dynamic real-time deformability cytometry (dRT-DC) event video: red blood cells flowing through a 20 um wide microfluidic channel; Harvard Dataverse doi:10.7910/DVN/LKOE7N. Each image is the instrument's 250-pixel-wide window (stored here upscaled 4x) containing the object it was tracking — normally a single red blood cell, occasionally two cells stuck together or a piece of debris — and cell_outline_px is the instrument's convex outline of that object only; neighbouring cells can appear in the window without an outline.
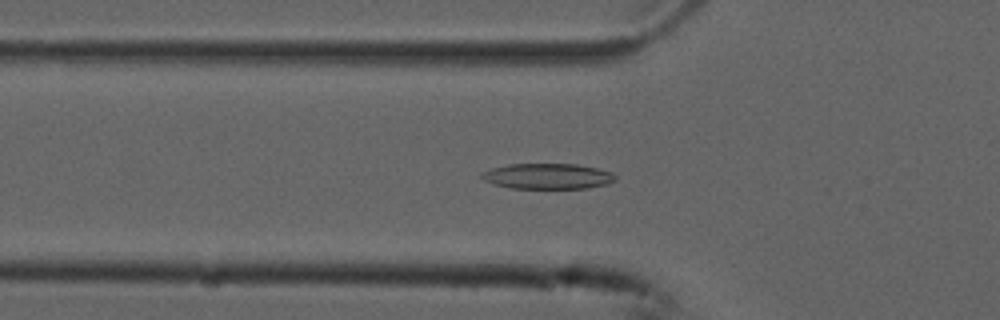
{"species": "common noctule bat (a hibernating species)", "species_latin": "Nyctalus noctula", "temperature_condition": "cold", "stored_images_in_passage": 53, "camera_frame_rate_fps": 3000, "um_per_image_px": 0.085, "animal": {"sex": "male", "forearm_length_mm": 52.5}, "frame": {"image": 1, "passage_image": 17, "time_ms": 5.333, "image_size_px": [1000, 320], "cell_outline_px": [[616, 180], [608, 184], [588, 188], [512, 188], [496, 184], [484, 180], [480, 176], [480, 172], [492, 168], [508, 164], [576, 164], [596, 168], [612, 172], [616, 176]], "centroid_in_image_um": [46.56, 14.97], "position_along_channel_um": 79.2, "area_um2": 19.88}}
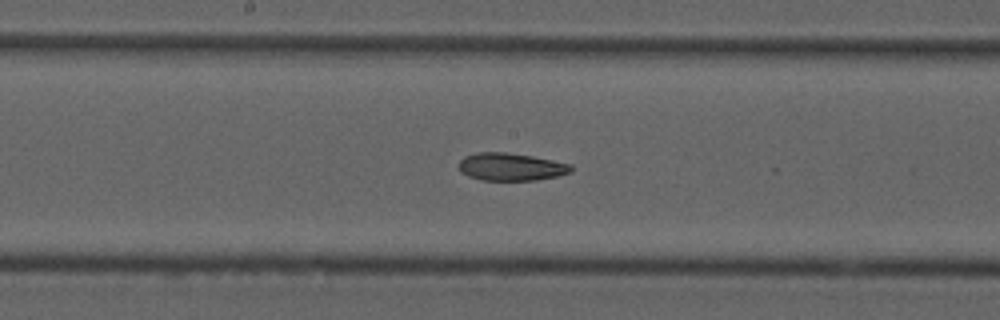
{"frame": {"image": 2, "passage_image": 27, "time_ms": 8.667, "image_size_px": [1000, 320], "cell_outline_px": [[572, 172], [560, 176], [536, 180], [480, 180], [468, 176], [460, 172], [460, 160], [464, 156], [480, 152], [504, 152], [532, 156], [572, 164]], "centroid_in_image_um": [43.46, 14.19], "position_along_channel_um": 204.7, "area_um2": 18.15}}
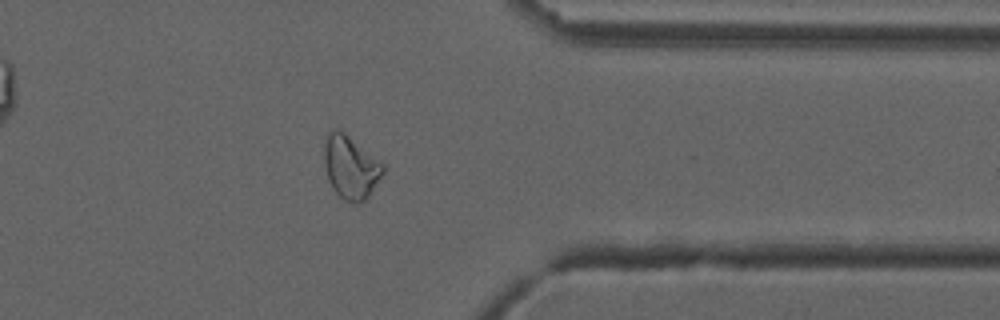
{"frame": {"image": 3, "passage_image": 42, "time_ms": 13.667, "image_size_px": [1000, 320], "cell_outline_px": [[384, 172], [368, 196], [360, 204], [356, 204], [344, 200], [336, 192], [328, 180], [324, 164], [324, 144], [328, 132], [336, 128], [344, 132], [384, 164]], "centroid_in_image_um": [29.79, 14.21], "position_along_channel_um": 381.6, "area_um2": 21.5}, "authors_computed_cell_mechanics": {"area_um2": 20.6346, "velocity_mm_per_s": 3.7393, "shape_relaxation_time_tau1_ms": 6.5614, "shape_relaxation_time_tau2_ms": 5.1419, "deformation_change_tau1": 0.1754, "deformation_change_tau2": 0.1189}}